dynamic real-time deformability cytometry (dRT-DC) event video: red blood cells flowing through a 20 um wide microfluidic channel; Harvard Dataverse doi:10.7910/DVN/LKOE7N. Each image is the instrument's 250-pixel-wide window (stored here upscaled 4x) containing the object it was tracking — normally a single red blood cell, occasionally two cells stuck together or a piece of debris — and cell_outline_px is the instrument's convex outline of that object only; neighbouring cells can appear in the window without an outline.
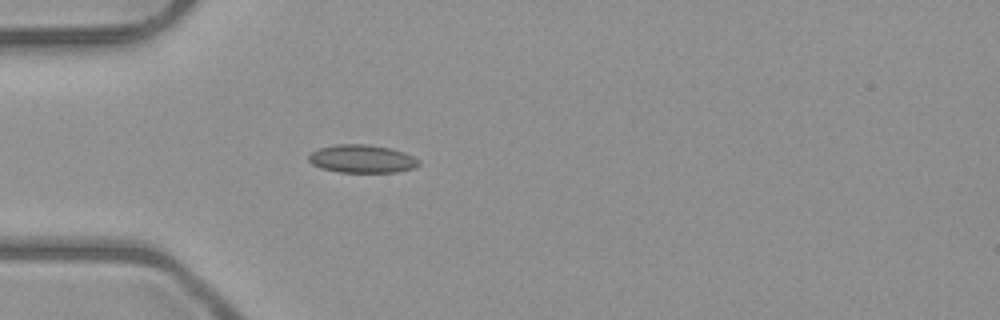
{"species": "common noctule bat (a hibernating species)", "species_latin": "Nyctalus noctula", "temperature_condition": "room temperature", "stored_images_in_passage": 5, "camera_frame_rate_fps": 3000, "um_per_image_px": 0.085, "animal": {"sex": "male", "body_mass_g": 23.1, "forearm_length_mm": 52.7}, "frame": {"image": 1, "passage_image": 5, "time_ms": 5.333, "image_size_px": [1000, 320], "cell_outline_px": [[420, 164], [416, 168], [396, 172], [340, 172], [320, 168], [312, 164], [308, 160], [308, 156], [312, 152], [320, 148], [336, 144], [368, 144], [392, 148], [404, 152], [420, 160]], "centroid_in_image_um": [30.8, 13.5], "position_along_channel_um": 54.2, "area_um2": 18.15}}